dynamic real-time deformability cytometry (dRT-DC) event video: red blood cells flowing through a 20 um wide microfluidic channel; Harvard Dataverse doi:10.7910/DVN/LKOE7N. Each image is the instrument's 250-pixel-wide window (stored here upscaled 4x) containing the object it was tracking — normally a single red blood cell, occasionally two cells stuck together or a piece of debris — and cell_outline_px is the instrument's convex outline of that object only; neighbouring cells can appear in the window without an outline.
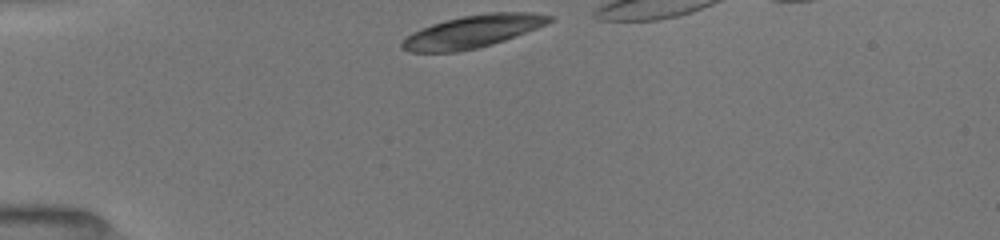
{"species": "common noctule bat (a hibernating species)", "species_latin": "Nyctalus noctula", "temperature_condition": "room temperature", "stored_images_in_passage": 3, "camera_frame_rate_fps": 3000, "um_per_image_px": 0.085, "animal": {"sex": "female", "body_mass_g": 19.5, "forearm_length_mm": 54.1}, "frame": {"image": 1, "passage_image": 1, "time_ms": 0.0, "image_size_px": [1000, 240], "cell_outline_px": [[556, 20], [548, 24], [504, 40], [492, 44], [476, 48], [456, 52], [408, 52], [400, 48], [400, 44], [412, 32], [432, 24], [444, 20], [464, 16], [488, 12], [532, 12], [556, 16]], "centroid_in_image_um": [40.22, 2.67], "position_along_channel_um": 44.8, "area_um2": 28.03}}